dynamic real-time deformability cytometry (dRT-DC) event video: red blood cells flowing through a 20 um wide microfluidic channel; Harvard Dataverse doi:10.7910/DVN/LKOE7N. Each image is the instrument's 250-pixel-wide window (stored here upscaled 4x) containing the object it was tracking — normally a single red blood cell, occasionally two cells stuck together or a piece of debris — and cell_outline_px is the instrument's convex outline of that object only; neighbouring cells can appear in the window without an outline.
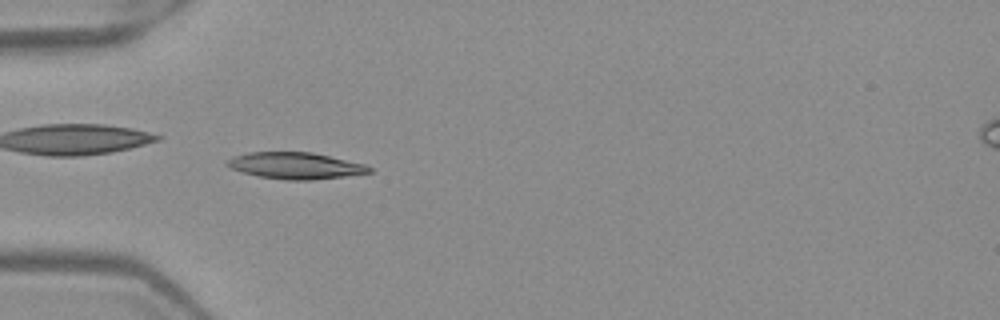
{"species": "Egyptian fruit bat (a non-hibernating species)", "species_latin": "Rousettus aegyptiacus", "temperature_condition": "warm", "stored_images_in_passage": 51, "camera_frame_rate_fps": 3000, "um_per_image_px": 0.085, "frame": {"image": 1, "passage_image": 16, "time_ms": 5.0, "image_size_px": [1000, 320], "cell_outline_px": [[372, 172], [344, 176], [312, 180], [284, 180], [260, 176], [244, 172], [232, 168], [224, 164], [232, 156], [248, 152], [312, 152], [364, 164], [372, 168]], "centroid_in_image_um": [25.1, 14.08], "position_along_channel_um": 59.9, "area_um2": 21.79}}
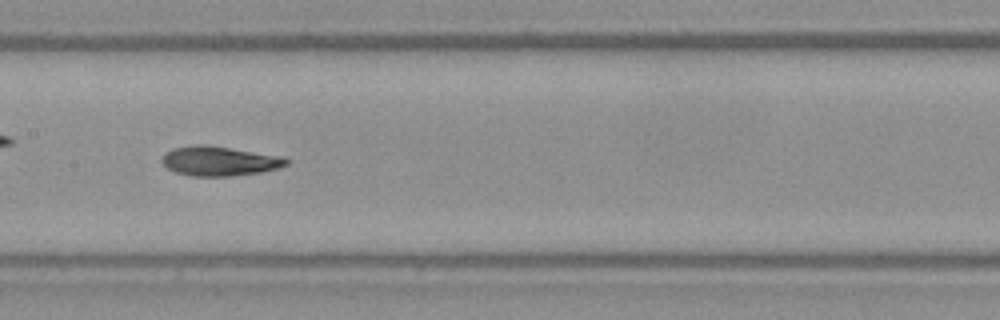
{"frame": {"image": 2, "passage_image": 26, "time_ms": 8.333, "image_size_px": [1000, 320], "cell_outline_px": [[288, 164], [280, 168], [264, 172], [232, 176], [188, 176], [176, 172], [168, 168], [160, 160], [164, 152], [172, 148], [200, 144], [204, 144], [284, 156], [288, 160]], "centroid_in_image_um": [18.66, 13.69], "position_along_channel_um": 188.7, "area_um2": 21.68}}
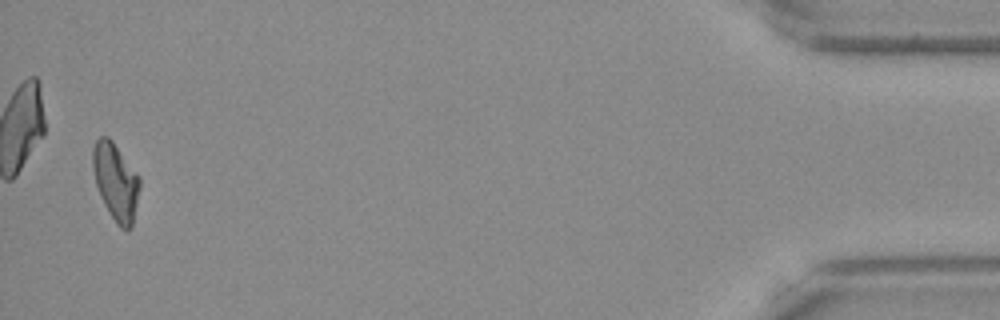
{"frame": {"image": 3, "passage_image": 50, "time_ms": 16.333, "image_size_px": [1000, 320], "cell_outline_px": [[140, 188], [132, 228], [120, 228], [116, 224], [104, 204], [100, 196], [96, 184], [92, 168], [92, 148], [96, 140], [100, 136], [108, 136], [112, 140], [140, 176]], "centroid_in_image_um": [9.84, 15.42], "position_along_channel_um": 425.4, "area_um2": 21.27}, "authors_computed_cell_mechanics": {"area_um2": 20.9814, "velocity_mm_per_s": 3.9877, "shape_relaxation_time_tau1_ms": 4.2952, "shape_relaxation_time_tau2_ms": 2.3996, "deformation_change_tau1": 0.1905, "deformation_change_tau2": 0.0916}}